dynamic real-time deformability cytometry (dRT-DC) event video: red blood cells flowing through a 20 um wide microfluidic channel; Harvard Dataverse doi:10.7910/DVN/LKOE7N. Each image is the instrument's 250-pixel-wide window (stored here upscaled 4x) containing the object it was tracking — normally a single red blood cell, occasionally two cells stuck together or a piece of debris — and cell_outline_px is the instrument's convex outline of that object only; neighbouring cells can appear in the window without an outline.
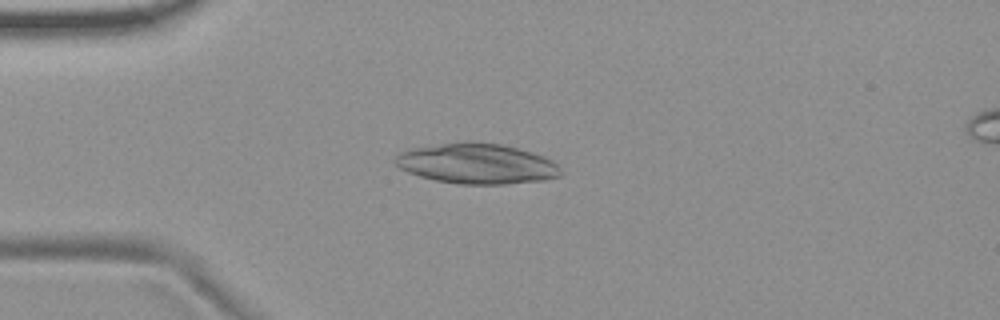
{"species": "common noctule bat (a hibernating species)", "species_latin": "Nyctalus noctula", "temperature_condition": "room temperature", "stored_images_in_passage": 54, "camera_frame_rate_fps": 3000, "um_per_image_px": 0.085, "animal": {"sex": "female", "body_mass_g": 19.9}, "frame": {"image": 1, "passage_image": 14, "time_ms": 4.333, "image_size_px": [1000, 320], "cell_outline_px": [[564, 172], [560, 176], [544, 180], [504, 184], [460, 184], [436, 180], [420, 176], [408, 172], [400, 168], [392, 160], [400, 152], [408, 148], [464, 140], [472, 140], [500, 144], [516, 148], [544, 156], [552, 160]], "centroid_in_image_um": [40.51, 13.89], "position_along_channel_um": 44.5, "area_um2": 39.3}}
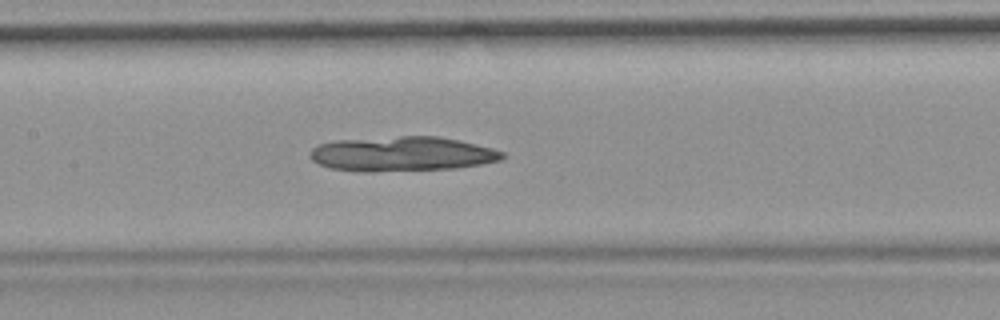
{"frame": {"image": 2, "passage_image": 26, "time_ms": 8.333, "image_size_px": [1000, 320], "cell_outline_px": [[504, 156], [500, 160], [480, 164], [456, 168], [372, 172], [368, 172], [332, 168], [320, 164], [312, 160], [308, 156], [308, 152], [312, 148], [320, 144], [336, 140], [400, 136], [440, 136], [460, 140], [492, 148], [504, 152]], "centroid_in_image_um": [34.17, 13.08], "position_along_channel_um": 173.2, "area_um2": 38.9}}
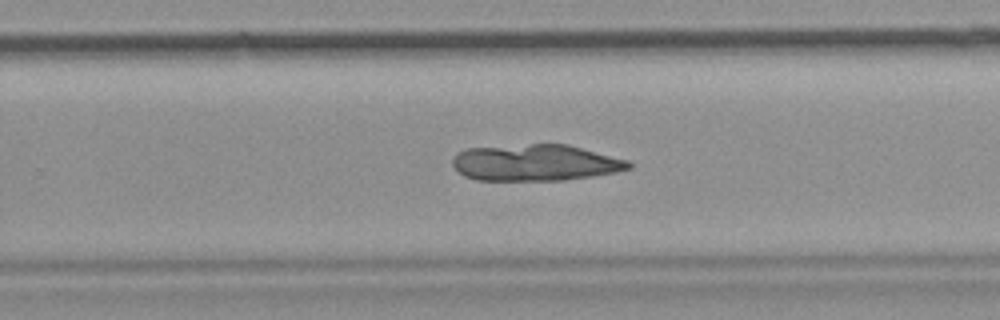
{"frame": {"image": 3, "passage_image": 35, "time_ms": 11.333, "image_size_px": [1000, 320], "cell_outline_px": [[632, 168], [616, 172], [592, 176], [564, 180], [476, 180], [464, 176], [456, 172], [452, 164], [452, 156], [456, 152], [464, 148], [532, 144], [568, 144], [628, 160], [632, 164]], "centroid_in_image_um": [45.46, 13.83], "position_along_channel_um": 284.3, "area_um2": 37.74}}